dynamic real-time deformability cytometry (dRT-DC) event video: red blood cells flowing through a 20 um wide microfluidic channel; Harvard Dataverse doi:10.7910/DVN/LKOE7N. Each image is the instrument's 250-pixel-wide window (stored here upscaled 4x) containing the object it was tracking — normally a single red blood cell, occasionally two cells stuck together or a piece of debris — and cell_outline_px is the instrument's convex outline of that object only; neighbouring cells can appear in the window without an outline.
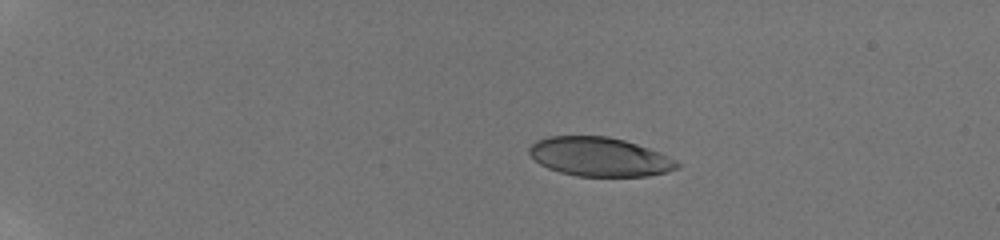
{"species": "human", "species_latin": "Homo sapiens", "temperature_condition": "room temperature", "stored_images_in_passage": 44, "camera_frame_rate_fps": 3000, "um_per_image_px": 0.085, "donor": {"sex": "male"}, "frame": {"image": 1, "passage_image": 1, "time_ms": 0.0, "image_size_px": [1000, 240], "cell_outline_px": [[680, 168], [668, 172], [648, 176], [576, 176], [560, 172], [548, 168], [540, 164], [528, 152], [528, 148], [536, 140], [548, 136], [608, 136], [624, 140], [660, 152], [676, 160], [680, 164]], "centroid_in_image_um": [50.98, 13.33], "position_along_channel_um": 34.0, "area_um2": 33.7}}
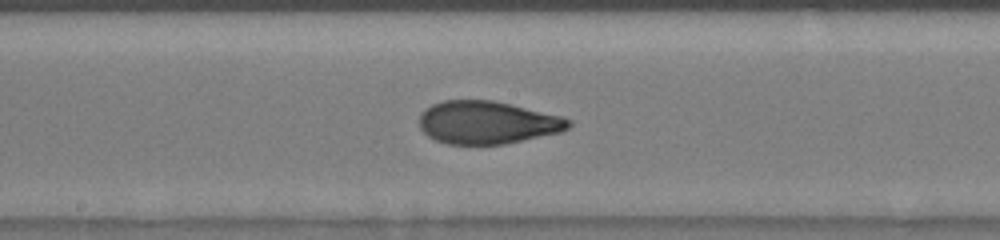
{"frame": {"image": 2, "passage_image": 22, "time_ms": 7.0, "image_size_px": [1000, 240], "cell_outline_px": [[572, 124], [568, 128], [560, 132], [504, 144], [448, 144], [436, 140], [428, 136], [420, 128], [420, 112], [424, 108], [432, 104], [444, 100], [492, 100], [560, 116], [572, 120]], "centroid_in_image_um": [41.38, 10.41], "position_along_channel_um": 206.8, "area_um2": 37.05}}
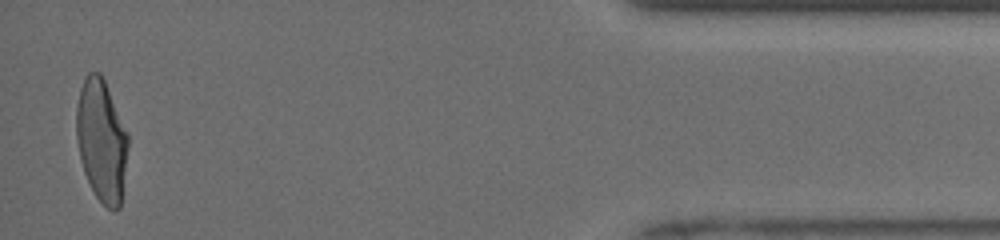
{"frame": {"image": 3, "passage_image": 43, "time_ms": 14.0, "image_size_px": [1000, 240], "cell_outline_px": [[128, 148], [120, 208], [116, 212], [112, 212], [96, 196], [84, 172], [80, 160], [76, 136], [76, 108], [80, 88], [84, 76], [88, 72], [100, 72], [104, 80], [128, 132]], "centroid_in_image_um": [8.63, 11.93], "position_along_channel_um": 426.6, "area_um2": 36.93}, "authors_computed_cell_mechanics": {"area_um2": 37.0787, "velocity_mm_per_s": 3.9597, "shape_relaxation_time_tau1_ms": 6.1868, "shape_relaxation_time_tau2_ms": 0.8601, "deformation_change_tau1": 0.213, "deformation_change_tau2": 0.0669}}